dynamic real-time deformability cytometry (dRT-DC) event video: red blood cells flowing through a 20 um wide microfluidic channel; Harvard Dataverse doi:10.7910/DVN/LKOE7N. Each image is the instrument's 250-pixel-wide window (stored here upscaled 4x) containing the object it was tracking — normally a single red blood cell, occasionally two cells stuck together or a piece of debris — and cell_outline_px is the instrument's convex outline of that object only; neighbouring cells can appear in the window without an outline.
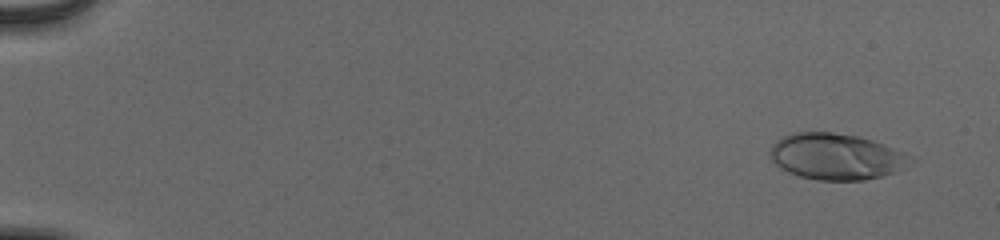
{"species": "human", "species_latin": "Homo sapiens", "temperature_condition": "cold", "stored_images_in_passage": 56, "camera_frame_rate_fps": 3000, "um_per_image_px": 0.085, "donor": {"sex": "male"}, "frame": {"image": 1, "passage_image": 5, "time_ms": 1.333, "image_size_px": [1000, 240], "cell_outline_px": [[920, 160], [896, 172], [864, 180], [816, 180], [800, 176], [788, 172], [780, 168], [772, 160], [768, 152], [772, 144], [776, 140], [792, 132], [832, 132], [860, 136], [872, 140], [904, 152]], "centroid_in_image_um": [71.11, 13.3], "position_along_channel_um": 13.9, "area_um2": 38.26}}
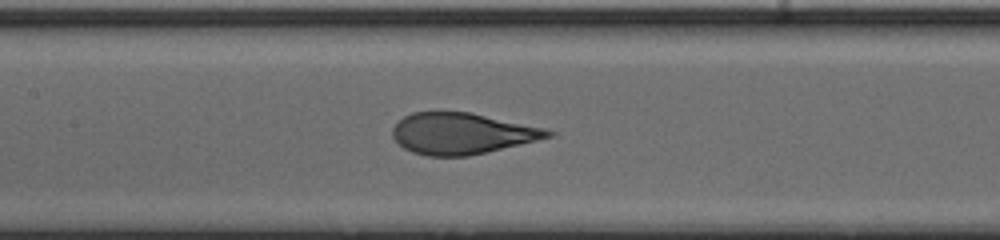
{"frame": {"image": 2, "passage_image": 30, "time_ms": 9.667, "image_size_px": [1000, 240], "cell_outline_px": [[556, 136], [468, 156], [428, 156], [412, 152], [404, 148], [392, 136], [392, 128], [404, 116], [412, 112], [436, 108], [472, 112], [544, 128], [556, 132]], "centroid_in_image_um": [39.24, 11.3], "position_along_channel_um": 168.2, "area_um2": 38.15}}
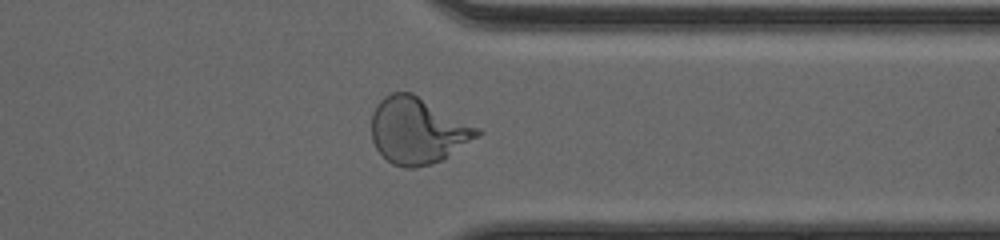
{"frame": {"image": 3, "passage_image": 46, "time_ms": 15.0, "image_size_px": [1000, 240], "cell_outline_px": [[484, 132], [480, 136], [448, 156], [432, 164], [416, 168], [404, 168], [392, 164], [376, 148], [372, 140], [372, 112], [376, 104], [384, 96], [392, 92], [412, 92], [480, 128]], "centroid_in_image_um": [35.51, 11.1], "position_along_channel_um": 375.9, "area_um2": 41.04}, "authors_computed_cell_mechanics": {"area_um2": 37.8301, "velocity_mm_per_s": 3.8926, "shape_relaxation_time_tau1_ms": 4.008, "shape_relaxation_time_tau2_ms": null, "deformation_change_tau1": 0.2049, "deformation_change_tau2": null}}